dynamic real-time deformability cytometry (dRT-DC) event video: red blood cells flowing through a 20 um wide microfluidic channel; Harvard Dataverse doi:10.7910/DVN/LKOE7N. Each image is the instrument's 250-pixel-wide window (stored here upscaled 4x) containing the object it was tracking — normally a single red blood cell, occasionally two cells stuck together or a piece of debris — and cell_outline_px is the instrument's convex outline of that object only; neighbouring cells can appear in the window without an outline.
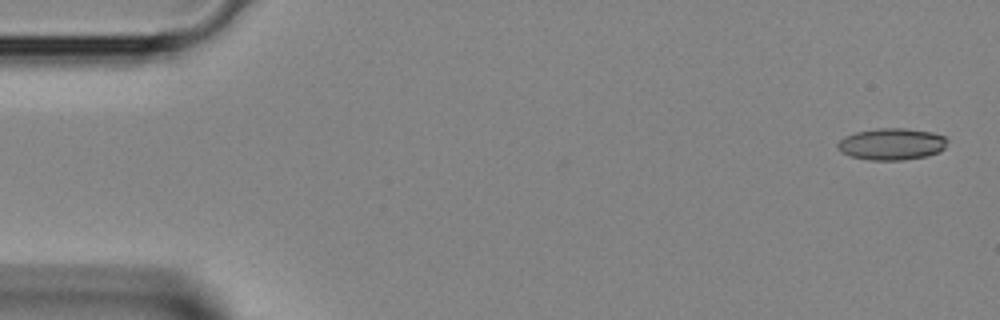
{"species": "Egyptian fruit bat (a non-hibernating species)", "species_latin": "Rousettus aegyptiacus", "temperature_condition": "room temperature", "stored_images_in_passage": 5, "camera_frame_rate_fps": 3000, "um_per_image_px": 0.085, "animal": {"sex": "female"}, "frame": {"image": 1, "passage_image": 1, "time_ms": 0.0, "image_size_px": [1000, 320], "cell_outline_px": [[948, 140], [944, 148], [940, 152], [924, 156], [900, 160], [868, 160], [852, 156], [840, 152], [836, 144], [844, 136], [856, 132], [876, 128], [904, 128], [932, 132], [944, 136]], "centroid_in_image_um": [75.78, 12.24], "position_along_channel_um": 9.2, "area_um2": 20.29}}
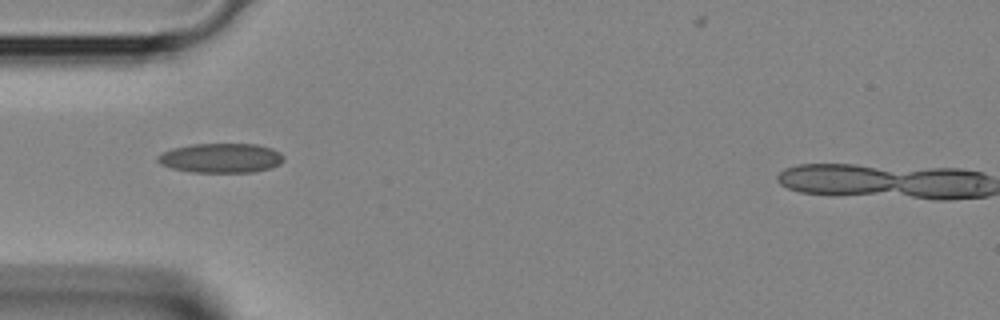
{"frame": {"image": 2, "passage_image": 4, "time_ms": 1.0, "image_size_px": [1000, 320], "cell_outline_px": [[284, 160], [280, 164], [256, 172], [192, 172], [172, 168], [160, 164], [156, 160], [156, 156], [172, 148], [192, 144], [256, 144], [272, 148], [280, 152], [284, 156]], "centroid_in_image_um": [18.78, 13.43], "position_along_channel_um": 66.2, "area_um2": 21.73}}
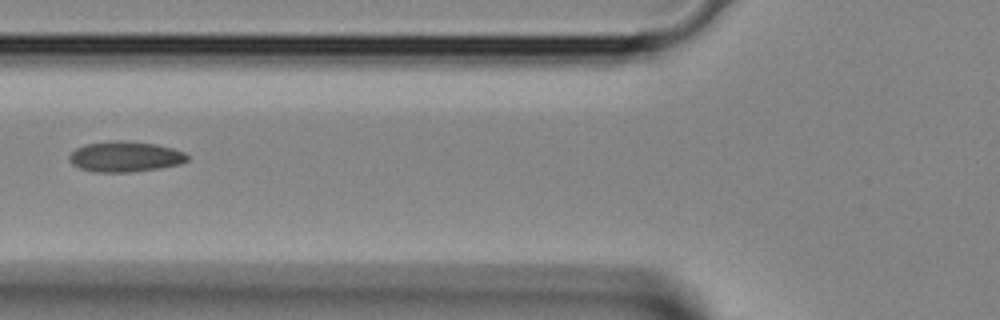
{"frame": {"image": 3, "passage_image": 5, "time_ms": 1.333, "image_size_px": [1000, 320], "cell_outline_px": [[188, 160], [180, 164], [160, 168], [132, 172], [96, 172], [80, 168], [72, 164], [68, 156], [76, 148], [84, 144], [108, 140], [124, 140], [152, 144], [172, 148], [184, 152], [188, 156]], "centroid_in_image_um": [10.61, 13.31], "position_along_channel_um": 115.2, "area_um2": 21.04}}